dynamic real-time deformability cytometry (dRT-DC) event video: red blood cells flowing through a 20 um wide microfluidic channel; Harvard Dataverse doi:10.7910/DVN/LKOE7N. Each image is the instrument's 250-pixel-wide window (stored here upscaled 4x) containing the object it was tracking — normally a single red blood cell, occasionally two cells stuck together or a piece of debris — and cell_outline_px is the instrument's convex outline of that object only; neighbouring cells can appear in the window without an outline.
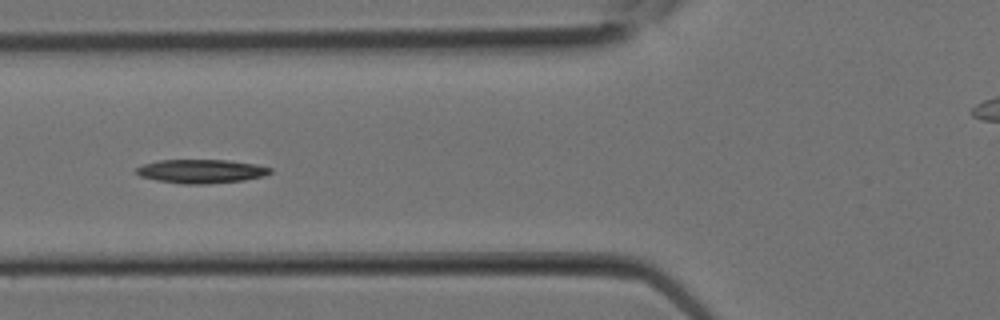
{"species": "Egyptian fruit bat (a non-hibernating species)", "species_latin": "Rousettus aegyptiacus", "temperature_condition": "room temperature", "stored_images_in_passage": 9, "camera_frame_rate_fps": 3000, "um_per_image_px": 0.085, "animal": {"sex": "female"}, "frame": {"image": 1, "passage_image": 8, "time_ms": 2.333, "image_size_px": [1000, 320], "cell_outline_px": [[272, 172], [264, 176], [244, 180], [204, 184], [184, 184], [156, 180], [140, 176], [136, 172], [136, 168], [144, 164], [156, 160], [228, 160], [256, 164], [272, 168]], "centroid_in_image_um": [17.11, 14.55], "position_along_channel_um": 108.7, "area_um2": 18.55}}